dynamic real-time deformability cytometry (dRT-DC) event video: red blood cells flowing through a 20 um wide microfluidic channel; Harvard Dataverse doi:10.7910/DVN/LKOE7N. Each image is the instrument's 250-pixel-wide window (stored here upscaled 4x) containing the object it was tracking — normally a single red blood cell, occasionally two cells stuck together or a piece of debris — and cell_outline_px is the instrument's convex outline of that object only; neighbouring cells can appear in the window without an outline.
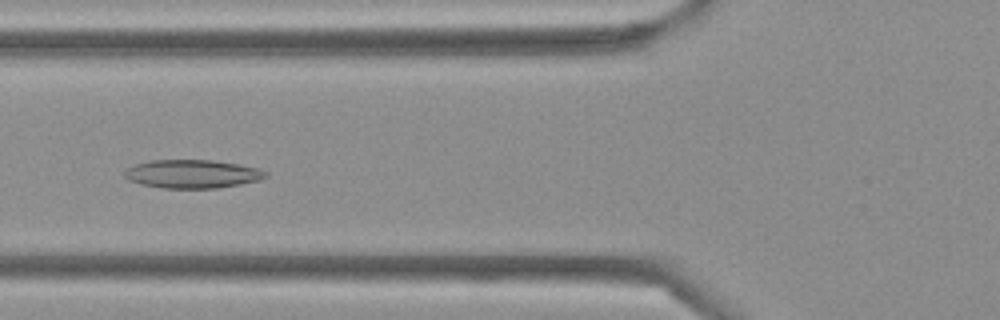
{"species": "Egyptian fruit bat (a non-hibernating species)", "species_latin": "Rousettus aegyptiacus", "temperature_condition": "cold", "stored_images_in_passage": 46, "segment_of_instrument_passage": [1, 2], "camera_frame_rate_fps": 3000, "um_per_image_px": 0.085, "frame": {"image": 1, "passage_image": 17, "time_ms": 5.333, "image_size_px": [1000, 320], "cell_outline_px": [[268, 176], [260, 180], [240, 184], [216, 188], [164, 188], [140, 184], [128, 180], [124, 176], [124, 172], [128, 168], [136, 164], [152, 160], [212, 160], [240, 164], [260, 168], [268, 172]], "centroid_in_image_um": [16.38, 14.78], "position_along_channel_um": 109.4, "area_um2": 23.47}}
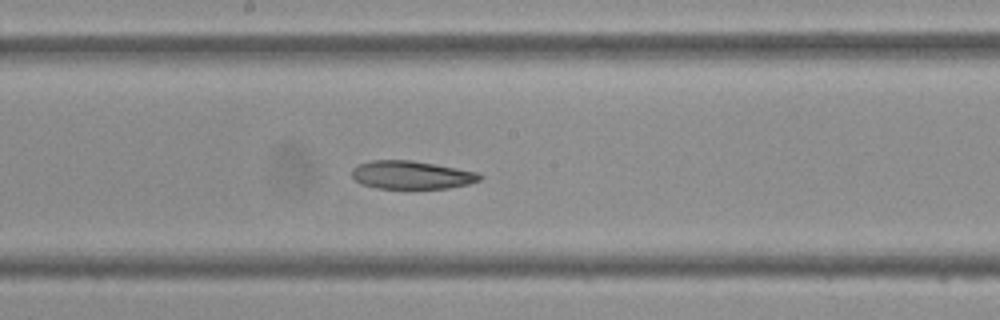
{"frame": {"image": 2, "passage_image": 24, "time_ms": 7.667, "image_size_px": [1000, 320], "cell_outline_px": [[484, 176], [480, 180], [468, 184], [448, 188], [376, 188], [360, 184], [352, 176], [352, 168], [360, 164], [372, 160], [412, 160], [436, 164], [480, 172]], "centroid_in_image_um": [35.01, 14.86], "position_along_channel_um": 213.2, "area_um2": 21.1}}
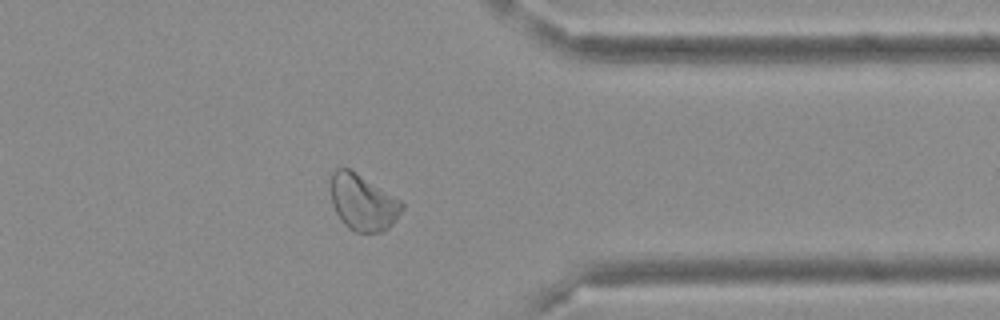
{"frame": {"image": 3, "passage_image": 36, "time_ms": 11.667, "image_size_px": [1000, 320], "cell_outline_px": [[404, 208], [396, 220], [388, 228], [380, 232], [356, 232], [348, 228], [344, 224], [336, 212], [332, 204], [332, 172], [336, 168], [348, 168], [356, 172], [400, 200], [404, 204]], "centroid_in_image_um": [30.86, 17.22], "position_along_channel_um": 380.5, "area_um2": 23.0}}